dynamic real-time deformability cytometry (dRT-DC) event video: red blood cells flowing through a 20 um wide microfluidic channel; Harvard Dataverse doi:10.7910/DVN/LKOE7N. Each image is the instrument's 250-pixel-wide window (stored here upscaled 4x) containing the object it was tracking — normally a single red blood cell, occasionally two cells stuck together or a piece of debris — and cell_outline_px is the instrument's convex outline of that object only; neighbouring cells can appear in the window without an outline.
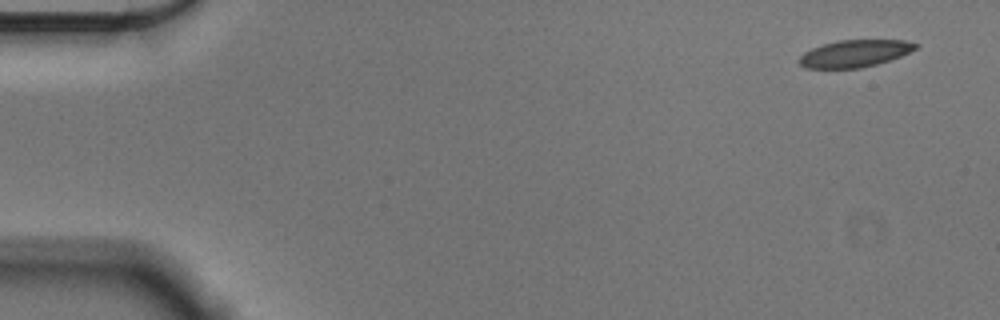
{"species": "Egyptian fruit bat (a non-hibernating species)", "species_latin": "Rousettus aegyptiacus", "temperature_condition": "cold", "stored_images_in_passage": 54, "camera_frame_rate_fps": 3000, "um_per_image_px": 0.085, "animal": {"sex": "male"}, "frame": {"image": 1, "passage_image": 1, "time_ms": 0.0, "image_size_px": [1000, 320], "cell_outline_px": [[920, 44], [916, 48], [900, 56], [876, 64], [860, 68], [804, 68], [796, 60], [804, 52], [812, 48], [836, 40], [904, 40]], "centroid_in_image_um": [72.61, 4.54], "position_along_channel_um": 12.4, "area_um2": 18.32}}
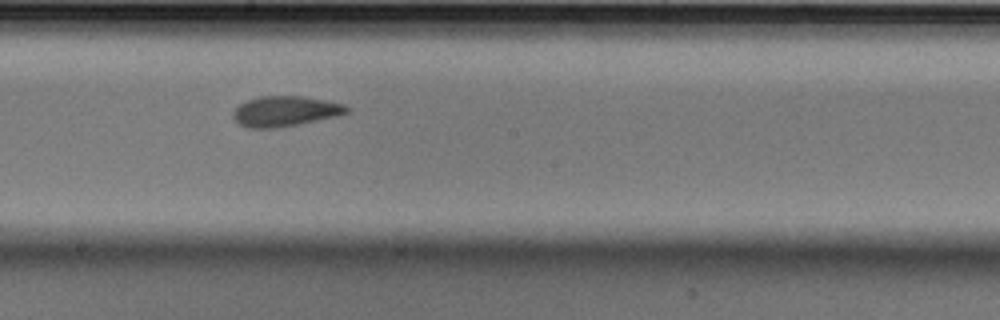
{"frame": {"image": 2, "passage_image": 29, "time_ms": 9.333, "image_size_px": [1000, 320], "cell_outline_px": [[348, 112], [336, 116], [276, 128], [248, 128], [240, 124], [232, 116], [232, 112], [240, 104], [248, 100], [260, 96], [304, 96], [328, 100], [344, 104], [348, 108]], "centroid_in_image_um": [24.23, 9.44], "position_along_channel_um": 224.0, "area_um2": 19.88}}
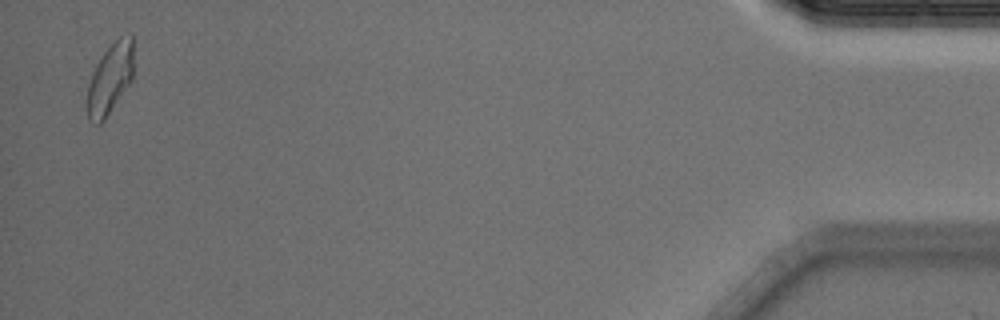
{"frame": {"image": 3, "passage_image": 53, "time_ms": 17.333, "image_size_px": [1000, 320], "cell_outline_px": [[132, 80], [104, 120], [100, 124], [92, 124], [88, 120], [84, 104], [88, 84], [92, 72], [96, 64], [104, 52], [120, 36], [132, 32]], "centroid_in_image_um": [9.3, 6.75], "position_along_channel_um": 425.9, "area_um2": 19.36}, "authors_computed_cell_mechanics": {"area_um2": 19.652, "velocity_mm_per_s": 3.5733, "shape_relaxation_time_tau1_ms": 4.9043, "shape_relaxation_time_tau2_ms": 1.2911, "deformation_change_tau1": 0.1215, "deformation_change_tau2": 0.0633}}